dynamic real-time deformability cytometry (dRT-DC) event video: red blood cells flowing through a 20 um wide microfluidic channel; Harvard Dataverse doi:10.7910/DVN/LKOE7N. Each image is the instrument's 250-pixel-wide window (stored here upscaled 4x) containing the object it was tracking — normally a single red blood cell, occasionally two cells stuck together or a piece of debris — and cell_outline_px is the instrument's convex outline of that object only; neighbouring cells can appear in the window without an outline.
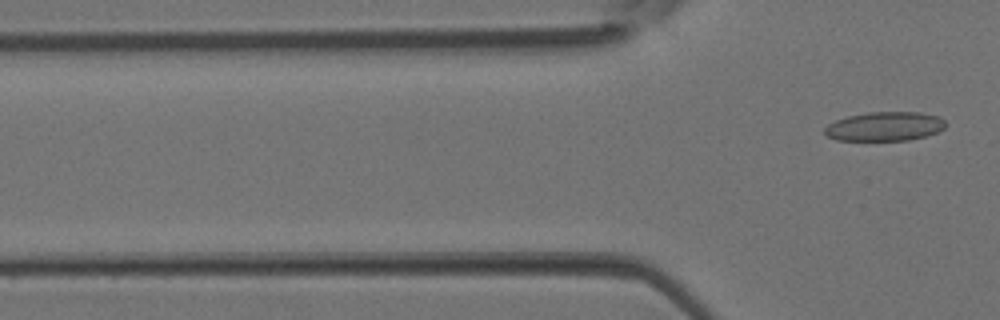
{"species": "Egyptian fruit bat (a non-hibernating species)", "species_latin": "Rousettus aegyptiacus", "temperature_condition": "room temperature", "stored_images_in_passage": 3, "camera_frame_rate_fps": 3000, "um_per_image_px": 0.085, "animal": {"sex": "female"}, "frame": {"image": 1, "passage_image": 3, "time_ms": 0.667, "image_size_px": [1000, 320], "cell_outline_px": [[944, 128], [936, 132], [924, 136], [908, 140], [836, 140], [828, 136], [824, 132], [824, 128], [828, 124], [836, 120], [848, 116], [868, 112], [920, 112], [940, 116], [944, 120]], "centroid_in_image_um": [75.19, 10.73], "position_along_channel_um": 50.6, "area_um2": 20.4}}